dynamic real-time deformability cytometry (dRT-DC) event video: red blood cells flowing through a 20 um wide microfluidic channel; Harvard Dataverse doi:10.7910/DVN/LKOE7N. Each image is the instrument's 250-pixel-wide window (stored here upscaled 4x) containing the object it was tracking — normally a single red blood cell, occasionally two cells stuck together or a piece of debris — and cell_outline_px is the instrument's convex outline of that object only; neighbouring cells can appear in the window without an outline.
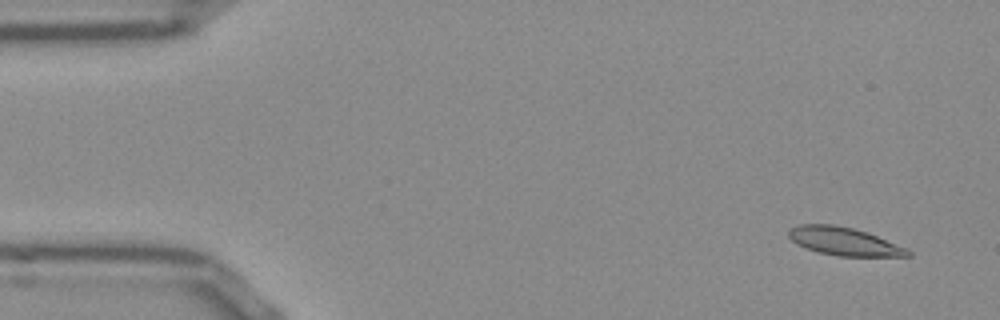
{"species": "Egyptian fruit bat (a non-hibernating species)", "species_latin": "Rousettus aegyptiacus", "temperature_condition": "room temperature", "stored_images_in_passage": 50, "camera_frame_rate_fps": 3000, "um_per_image_px": 0.085, "frame": {"image": 1, "passage_image": 1, "time_ms": 0.0, "image_size_px": [1000, 320], "cell_outline_px": [[912, 256], [840, 256], [820, 252], [804, 248], [796, 244], [788, 236], [788, 232], [792, 228], [800, 224], [832, 224], [852, 228], [868, 232], [904, 248], [912, 252]], "centroid_in_image_um": [71.71, 20.51], "position_along_channel_um": 13.3, "area_um2": 19.25}}
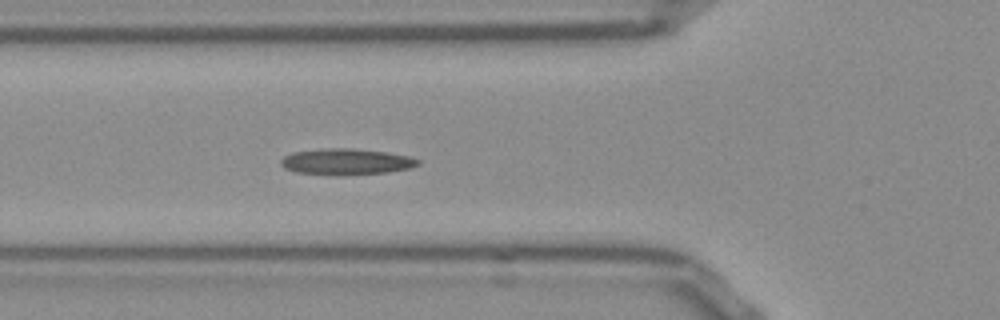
{"frame": {"image": 2, "passage_image": 16, "time_ms": 5.0, "image_size_px": [1000, 320], "cell_outline_px": [[420, 164], [412, 168], [388, 172], [340, 176], [336, 176], [296, 172], [284, 168], [280, 164], [280, 160], [284, 156], [292, 152], [320, 148], [352, 148], [388, 152], [408, 156], [420, 160]], "centroid_in_image_um": [29.42, 13.75], "position_along_channel_um": 96.4, "area_um2": 21.33}}
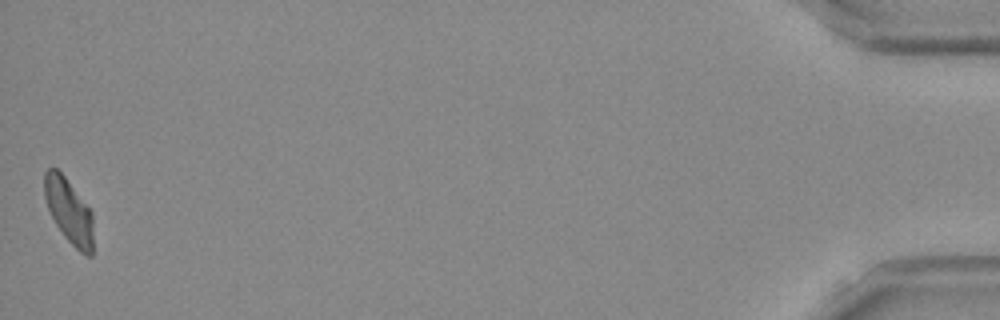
{"frame": {"image": 3, "passage_image": 50, "time_ms": 16.333, "image_size_px": [1000, 320], "cell_outline_px": [[92, 256], [88, 256], [80, 252], [64, 236], [56, 224], [48, 208], [44, 196], [44, 172], [48, 168], [56, 168], [64, 176], [92, 212]], "centroid_in_image_um": [5.84, 17.93], "position_along_channel_um": 429.4, "area_um2": 18.09}}